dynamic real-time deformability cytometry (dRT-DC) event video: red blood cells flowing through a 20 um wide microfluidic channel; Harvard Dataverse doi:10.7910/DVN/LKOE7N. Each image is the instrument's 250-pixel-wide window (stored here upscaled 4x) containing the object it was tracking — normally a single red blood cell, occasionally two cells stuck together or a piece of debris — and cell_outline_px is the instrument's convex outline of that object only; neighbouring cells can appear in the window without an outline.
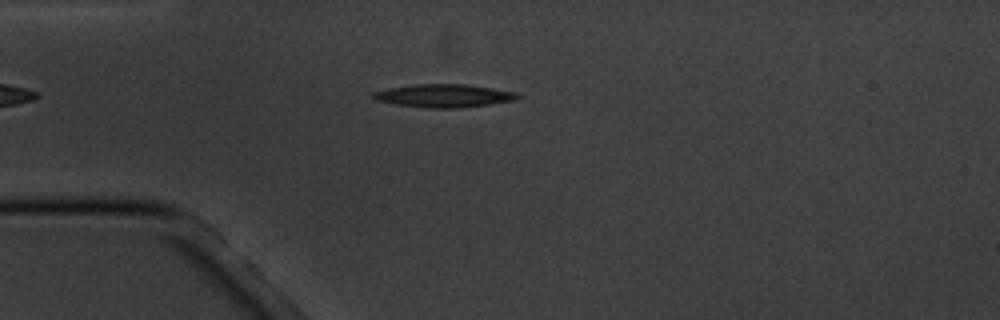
{"species": "common noctule bat (a hibernating species)", "species_latin": "Nyctalus noctula", "temperature_condition": "cold", "stored_images_in_passage": 3, "camera_frame_rate_fps": 3000, "um_per_image_px": 0.085, "animal": {"sex": "male", "body_mass_g": 20.1, "forearm_length_mm": 53.5}, "frame": {"image": 1, "passage_image": 3, "time_ms": 2.333, "image_size_px": [1000, 320], "cell_outline_px": [[520, 96], [516, 100], [460, 108], [428, 108], [396, 104], [376, 100], [372, 96], [372, 92], [388, 88], [416, 84], [464, 84], [492, 88], [516, 92]], "centroid_in_image_um": [37.72, 8.13], "position_along_channel_um": 47.3, "area_um2": 19.31}}